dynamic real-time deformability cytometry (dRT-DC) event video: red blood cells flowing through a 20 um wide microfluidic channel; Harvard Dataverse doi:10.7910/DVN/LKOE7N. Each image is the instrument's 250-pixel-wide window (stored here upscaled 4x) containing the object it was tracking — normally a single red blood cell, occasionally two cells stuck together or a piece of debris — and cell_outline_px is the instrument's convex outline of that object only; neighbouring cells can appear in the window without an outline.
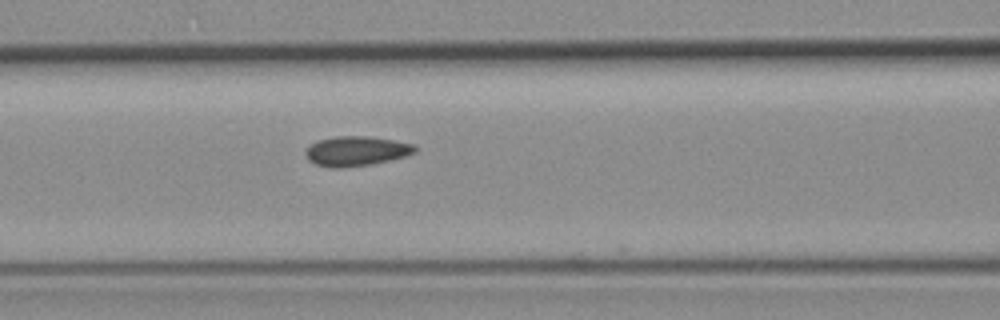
{"species": "common noctule bat (a hibernating species)", "species_latin": "Nyctalus noctula", "temperature_condition": "room temperature", "stored_images_in_passage": 6, "camera_frame_rate_fps": 3000, "um_per_image_px": 0.085, "animal": {"sex": "female", "body_mass_g": 19.3, "forearm_length_mm": 54.1}, "frame": {"image": 1, "passage_image": 6, "time_ms": 6.667, "image_size_px": [1000, 320], "cell_outline_px": [[416, 152], [404, 156], [372, 164], [340, 168], [332, 168], [316, 164], [308, 160], [304, 152], [316, 140], [336, 136], [368, 136], [392, 140], [412, 144], [416, 148]], "centroid_in_image_um": [30.24, 12.84], "position_along_channel_um": 136.4, "area_um2": 18.79}}